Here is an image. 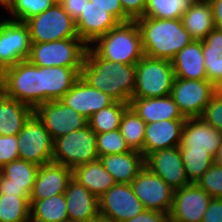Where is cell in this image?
Wrapping results in <instances>:
<instances>
[{
  "instance_id": "cell-41",
  "label": "cell",
  "mask_w": 222,
  "mask_h": 222,
  "mask_svg": "<svg viewBox=\"0 0 222 222\" xmlns=\"http://www.w3.org/2000/svg\"><path fill=\"white\" fill-rule=\"evenodd\" d=\"M200 118L222 133V96L215 92Z\"/></svg>"
},
{
  "instance_id": "cell-36",
  "label": "cell",
  "mask_w": 222,
  "mask_h": 222,
  "mask_svg": "<svg viewBox=\"0 0 222 222\" xmlns=\"http://www.w3.org/2000/svg\"><path fill=\"white\" fill-rule=\"evenodd\" d=\"M0 222H30L29 197L0 195Z\"/></svg>"
},
{
  "instance_id": "cell-24",
  "label": "cell",
  "mask_w": 222,
  "mask_h": 222,
  "mask_svg": "<svg viewBox=\"0 0 222 222\" xmlns=\"http://www.w3.org/2000/svg\"><path fill=\"white\" fill-rule=\"evenodd\" d=\"M82 68L41 67L42 103L60 100L80 78Z\"/></svg>"
},
{
  "instance_id": "cell-15",
  "label": "cell",
  "mask_w": 222,
  "mask_h": 222,
  "mask_svg": "<svg viewBox=\"0 0 222 222\" xmlns=\"http://www.w3.org/2000/svg\"><path fill=\"white\" fill-rule=\"evenodd\" d=\"M212 197L197 183L175 189L170 211L172 222H202Z\"/></svg>"
},
{
  "instance_id": "cell-10",
  "label": "cell",
  "mask_w": 222,
  "mask_h": 222,
  "mask_svg": "<svg viewBox=\"0 0 222 222\" xmlns=\"http://www.w3.org/2000/svg\"><path fill=\"white\" fill-rule=\"evenodd\" d=\"M216 87L208 80L176 78L171 96L185 118L200 117Z\"/></svg>"
},
{
  "instance_id": "cell-46",
  "label": "cell",
  "mask_w": 222,
  "mask_h": 222,
  "mask_svg": "<svg viewBox=\"0 0 222 222\" xmlns=\"http://www.w3.org/2000/svg\"><path fill=\"white\" fill-rule=\"evenodd\" d=\"M202 222H222V198H212Z\"/></svg>"
},
{
  "instance_id": "cell-25",
  "label": "cell",
  "mask_w": 222,
  "mask_h": 222,
  "mask_svg": "<svg viewBox=\"0 0 222 222\" xmlns=\"http://www.w3.org/2000/svg\"><path fill=\"white\" fill-rule=\"evenodd\" d=\"M171 62L176 78L208 80L204 67L202 40H193L179 51Z\"/></svg>"
},
{
  "instance_id": "cell-26",
  "label": "cell",
  "mask_w": 222,
  "mask_h": 222,
  "mask_svg": "<svg viewBox=\"0 0 222 222\" xmlns=\"http://www.w3.org/2000/svg\"><path fill=\"white\" fill-rule=\"evenodd\" d=\"M103 167L112 175L116 183L130 184L145 166L141 152L131 150L126 153L99 157Z\"/></svg>"
},
{
  "instance_id": "cell-5",
  "label": "cell",
  "mask_w": 222,
  "mask_h": 222,
  "mask_svg": "<svg viewBox=\"0 0 222 222\" xmlns=\"http://www.w3.org/2000/svg\"><path fill=\"white\" fill-rule=\"evenodd\" d=\"M88 45L81 38L31 43L28 61L41 67L82 68Z\"/></svg>"
},
{
  "instance_id": "cell-35",
  "label": "cell",
  "mask_w": 222,
  "mask_h": 222,
  "mask_svg": "<svg viewBox=\"0 0 222 222\" xmlns=\"http://www.w3.org/2000/svg\"><path fill=\"white\" fill-rule=\"evenodd\" d=\"M196 0H147L143 17L180 19Z\"/></svg>"
},
{
  "instance_id": "cell-18",
  "label": "cell",
  "mask_w": 222,
  "mask_h": 222,
  "mask_svg": "<svg viewBox=\"0 0 222 222\" xmlns=\"http://www.w3.org/2000/svg\"><path fill=\"white\" fill-rule=\"evenodd\" d=\"M60 101L86 119L114 102L107 94L89 86L81 77L63 95Z\"/></svg>"
},
{
  "instance_id": "cell-30",
  "label": "cell",
  "mask_w": 222,
  "mask_h": 222,
  "mask_svg": "<svg viewBox=\"0 0 222 222\" xmlns=\"http://www.w3.org/2000/svg\"><path fill=\"white\" fill-rule=\"evenodd\" d=\"M202 52L208 81L216 87L222 82V29L215 27L202 40Z\"/></svg>"
},
{
  "instance_id": "cell-38",
  "label": "cell",
  "mask_w": 222,
  "mask_h": 222,
  "mask_svg": "<svg viewBox=\"0 0 222 222\" xmlns=\"http://www.w3.org/2000/svg\"><path fill=\"white\" fill-rule=\"evenodd\" d=\"M55 4L53 0H13L7 10V19L25 22L33 16L41 14Z\"/></svg>"
},
{
  "instance_id": "cell-8",
  "label": "cell",
  "mask_w": 222,
  "mask_h": 222,
  "mask_svg": "<svg viewBox=\"0 0 222 222\" xmlns=\"http://www.w3.org/2000/svg\"><path fill=\"white\" fill-rule=\"evenodd\" d=\"M24 23L29 29L31 43L79 38L75 21L58 3L41 14L27 19Z\"/></svg>"
},
{
  "instance_id": "cell-27",
  "label": "cell",
  "mask_w": 222,
  "mask_h": 222,
  "mask_svg": "<svg viewBox=\"0 0 222 222\" xmlns=\"http://www.w3.org/2000/svg\"><path fill=\"white\" fill-rule=\"evenodd\" d=\"M72 178L98 199L116 184L99 158L75 167L72 170Z\"/></svg>"
},
{
  "instance_id": "cell-1",
  "label": "cell",
  "mask_w": 222,
  "mask_h": 222,
  "mask_svg": "<svg viewBox=\"0 0 222 222\" xmlns=\"http://www.w3.org/2000/svg\"><path fill=\"white\" fill-rule=\"evenodd\" d=\"M80 77L114 101L129 104L136 86V64H123L99 58L89 47Z\"/></svg>"
},
{
  "instance_id": "cell-53",
  "label": "cell",
  "mask_w": 222,
  "mask_h": 222,
  "mask_svg": "<svg viewBox=\"0 0 222 222\" xmlns=\"http://www.w3.org/2000/svg\"><path fill=\"white\" fill-rule=\"evenodd\" d=\"M216 92L222 96V82L216 86Z\"/></svg>"
},
{
  "instance_id": "cell-3",
  "label": "cell",
  "mask_w": 222,
  "mask_h": 222,
  "mask_svg": "<svg viewBox=\"0 0 222 222\" xmlns=\"http://www.w3.org/2000/svg\"><path fill=\"white\" fill-rule=\"evenodd\" d=\"M88 47L99 58L123 64H136L145 55L136 21L119 23Z\"/></svg>"
},
{
  "instance_id": "cell-31",
  "label": "cell",
  "mask_w": 222,
  "mask_h": 222,
  "mask_svg": "<svg viewBox=\"0 0 222 222\" xmlns=\"http://www.w3.org/2000/svg\"><path fill=\"white\" fill-rule=\"evenodd\" d=\"M38 169L39 166L34 163L22 159L14 160L1 168L0 186L24 188L30 195Z\"/></svg>"
},
{
  "instance_id": "cell-21",
  "label": "cell",
  "mask_w": 222,
  "mask_h": 222,
  "mask_svg": "<svg viewBox=\"0 0 222 222\" xmlns=\"http://www.w3.org/2000/svg\"><path fill=\"white\" fill-rule=\"evenodd\" d=\"M185 121L162 120L146 124L143 142L144 158L154 151L179 146Z\"/></svg>"
},
{
  "instance_id": "cell-9",
  "label": "cell",
  "mask_w": 222,
  "mask_h": 222,
  "mask_svg": "<svg viewBox=\"0 0 222 222\" xmlns=\"http://www.w3.org/2000/svg\"><path fill=\"white\" fill-rule=\"evenodd\" d=\"M17 139L20 159L38 166L52 162L54 140L35 113L26 121Z\"/></svg>"
},
{
  "instance_id": "cell-32",
  "label": "cell",
  "mask_w": 222,
  "mask_h": 222,
  "mask_svg": "<svg viewBox=\"0 0 222 222\" xmlns=\"http://www.w3.org/2000/svg\"><path fill=\"white\" fill-rule=\"evenodd\" d=\"M30 222H63L69 220L65 193L43 200H29Z\"/></svg>"
},
{
  "instance_id": "cell-40",
  "label": "cell",
  "mask_w": 222,
  "mask_h": 222,
  "mask_svg": "<svg viewBox=\"0 0 222 222\" xmlns=\"http://www.w3.org/2000/svg\"><path fill=\"white\" fill-rule=\"evenodd\" d=\"M197 184L212 198H222V166L214 162Z\"/></svg>"
},
{
  "instance_id": "cell-7",
  "label": "cell",
  "mask_w": 222,
  "mask_h": 222,
  "mask_svg": "<svg viewBox=\"0 0 222 222\" xmlns=\"http://www.w3.org/2000/svg\"><path fill=\"white\" fill-rule=\"evenodd\" d=\"M98 158L96 133L88 125L54 139L53 162L73 170Z\"/></svg>"
},
{
  "instance_id": "cell-52",
  "label": "cell",
  "mask_w": 222,
  "mask_h": 222,
  "mask_svg": "<svg viewBox=\"0 0 222 222\" xmlns=\"http://www.w3.org/2000/svg\"><path fill=\"white\" fill-rule=\"evenodd\" d=\"M90 222H114V221H112L111 219L104 218L99 215L96 219H94Z\"/></svg>"
},
{
  "instance_id": "cell-28",
  "label": "cell",
  "mask_w": 222,
  "mask_h": 222,
  "mask_svg": "<svg viewBox=\"0 0 222 222\" xmlns=\"http://www.w3.org/2000/svg\"><path fill=\"white\" fill-rule=\"evenodd\" d=\"M33 113L31 106L8 98L0 91V135H17Z\"/></svg>"
},
{
  "instance_id": "cell-17",
  "label": "cell",
  "mask_w": 222,
  "mask_h": 222,
  "mask_svg": "<svg viewBox=\"0 0 222 222\" xmlns=\"http://www.w3.org/2000/svg\"><path fill=\"white\" fill-rule=\"evenodd\" d=\"M222 141V133L200 117L186 118L180 139V149L207 151L214 158Z\"/></svg>"
},
{
  "instance_id": "cell-54",
  "label": "cell",
  "mask_w": 222,
  "mask_h": 222,
  "mask_svg": "<svg viewBox=\"0 0 222 222\" xmlns=\"http://www.w3.org/2000/svg\"><path fill=\"white\" fill-rule=\"evenodd\" d=\"M55 3L61 4L65 0H53Z\"/></svg>"
},
{
  "instance_id": "cell-16",
  "label": "cell",
  "mask_w": 222,
  "mask_h": 222,
  "mask_svg": "<svg viewBox=\"0 0 222 222\" xmlns=\"http://www.w3.org/2000/svg\"><path fill=\"white\" fill-rule=\"evenodd\" d=\"M144 165L174 190L190 184L185 174L179 146L150 153L144 158Z\"/></svg>"
},
{
  "instance_id": "cell-11",
  "label": "cell",
  "mask_w": 222,
  "mask_h": 222,
  "mask_svg": "<svg viewBox=\"0 0 222 222\" xmlns=\"http://www.w3.org/2000/svg\"><path fill=\"white\" fill-rule=\"evenodd\" d=\"M130 184L145 209L170 213L175 190L160 176L144 166Z\"/></svg>"
},
{
  "instance_id": "cell-14",
  "label": "cell",
  "mask_w": 222,
  "mask_h": 222,
  "mask_svg": "<svg viewBox=\"0 0 222 222\" xmlns=\"http://www.w3.org/2000/svg\"><path fill=\"white\" fill-rule=\"evenodd\" d=\"M34 113L42 121L53 140L88 125L83 115L67 107L60 100L39 104L34 109Z\"/></svg>"
},
{
  "instance_id": "cell-39",
  "label": "cell",
  "mask_w": 222,
  "mask_h": 222,
  "mask_svg": "<svg viewBox=\"0 0 222 222\" xmlns=\"http://www.w3.org/2000/svg\"><path fill=\"white\" fill-rule=\"evenodd\" d=\"M98 157L131 151L119 129L96 134Z\"/></svg>"
},
{
  "instance_id": "cell-37",
  "label": "cell",
  "mask_w": 222,
  "mask_h": 222,
  "mask_svg": "<svg viewBox=\"0 0 222 222\" xmlns=\"http://www.w3.org/2000/svg\"><path fill=\"white\" fill-rule=\"evenodd\" d=\"M180 152L189 183H197L215 162L214 157L207 151L180 149Z\"/></svg>"
},
{
  "instance_id": "cell-6",
  "label": "cell",
  "mask_w": 222,
  "mask_h": 222,
  "mask_svg": "<svg viewBox=\"0 0 222 222\" xmlns=\"http://www.w3.org/2000/svg\"><path fill=\"white\" fill-rule=\"evenodd\" d=\"M175 79L171 61L143 56L136 63V86L132 98L165 97Z\"/></svg>"
},
{
  "instance_id": "cell-13",
  "label": "cell",
  "mask_w": 222,
  "mask_h": 222,
  "mask_svg": "<svg viewBox=\"0 0 222 222\" xmlns=\"http://www.w3.org/2000/svg\"><path fill=\"white\" fill-rule=\"evenodd\" d=\"M99 215L114 222H124L145 208L136 197L131 184L116 183L99 199Z\"/></svg>"
},
{
  "instance_id": "cell-22",
  "label": "cell",
  "mask_w": 222,
  "mask_h": 222,
  "mask_svg": "<svg viewBox=\"0 0 222 222\" xmlns=\"http://www.w3.org/2000/svg\"><path fill=\"white\" fill-rule=\"evenodd\" d=\"M65 198L69 220L90 222L99 216L98 198L73 178L68 182Z\"/></svg>"
},
{
  "instance_id": "cell-4",
  "label": "cell",
  "mask_w": 222,
  "mask_h": 222,
  "mask_svg": "<svg viewBox=\"0 0 222 222\" xmlns=\"http://www.w3.org/2000/svg\"><path fill=\"white\" fill-rule=\"evenodd\" d=\"M0 91L35 109L42 104L41 66L23 60L5 68L0 73Z\"/></svg>"
},
{
  "instance_id": "cell-50",
  "label": "cell",
  "mask_w": 222,
  "mask_h": 222,
  "mask_svg": "<svg viewBox=\"0 0 222 222\" xmlns=\"http://www.w3.org/2000/svg\"><path fill=\"white\" fill-rule=\"evenodd\" d=\"M214 159H215V163L222 166V141H221V144L219 145L217 155L215 156Z\"/></svg>"
},
{
  "instance_id": "cell-34",
  "label": "cell",
  "mask_w": 222,
  "mask_h": 222,
  "mask_svg": "<svg viewBox=\"0 0 222 222\" xmlns=\"http://www.w3.org/2000/svg\"><path fill=\"white\" fill-rule=\"evenodd\" d=\"M146 123L129 106L121 119L119 130L131 150L143 154V142Z\"/></svg>"
},
{
  "instance_id": "cell-45",
  "label": "cell",
  "mask_w": 222,
  "mask_h": 222,
  "mask_svg": "<svg viewBox=\"0 0 222 222\" xmlns=\"http://www.w3.org/2000/svg\"><path fill=\"white\" fill-rule=\"evenodd\" d=\"M124 222H172L170 214L144 209L140 214Z\"/></svg>"
},
{
  "instance_id": "cell-47",
  "label": "cell",
  "mask_w": 222,
  "mask_h": 222,
  "mask_svg": "<svg viewBox=\"0 0 222 222\" xmlns=\"http://www.w3.org/2000/svg\"><path fill=\"white\" fill-rule=\"evenodd\" d=\"M88 1L89 0H65L61 5L69 16L76 21L80 17L81 12L84 10Z\"/></svg>"
},
{
  "instance_id": "cell-42",
  "label": "cell",
  "mask_w": 222,
  "mask_h": 222,
  "mask_svg": "<svg viewBox=\"0 0 222 222\" xmlns=\"http://www.w3.org/2000/svg\"><path fill=\"white\" fill-rule=\"evenodd\" d=\"M20 159L17 135H0V167Z\"/></svg>"
},
{
  "instance_id": "cell-19",
  "label": "cell",
  "mask_w": 222,
  "mask_h": 222,
  "mask_svg": "<svg viewBox=\"0 0 222 222\" xmlns=\"http://www.w3.org/2000/svg\"><path fill=\"white\" fill-rule=\"evenodd\" d=\"M71 179L72 169L53 161L45 163L39 166L29 200H43L63 194Z\"/></svg>"
},
{
  "instance_id": "cell-48",
  "label": "cell",
  "mask_w": 222,
  "mask_h": 222,
  "mask_svg": "<svg viewBox=\"0 0 222 222\" xmlns=\"http://www.w3.org/2000/svg\"><path fill=\"white\" fill-rule=\"evenodd\" d=\"M216 28L222 29V0H209Z\"/></svg>"
},
{
  "instance_id": "cell-20",
  "label": "cell",
  "mask_w": 222,
  "mask_h": 222,
  "mask_svg": "<svg viewBox=\"0 0 222 222\" xmlns=\"http://www.w3.org/2000/svg\"><path fill=\"white\" fill-rule=\"evenodd\" d=\"M75 24L79 38L90 46L100 36L115 28L119 22L106 9L94 5L89 0Z\"/></svg>"
},
{
  "instance_id": "cell-44",
  "label": "cell",
  "mask_w": 222,
  "mask_h": 222,
  "mask_svg": "<svg viewBox=\"0 0 222 222\" xmlns=\"http://www.w3.org/2000/svg\"><path fill=\"white\" fill-rule=\"evenodd\" d=\"M124 13L132 20L143 17L147 0H120Z\"/></svg>"
},
{
  "instance_id": "cell-43",
  "label": "cell",
  "mask_w": 222,
  "mask_h": 222,
  "mask_svg": "<svg viewBox=\"0 0 222 222\" xmlns=\"http://www.w3.org/2000/svg\"><path fill=\"white\" fill-rule=\"evenodd\" d=\"M94 5L106 9L119 23L132 21L123 11L120 0H90Z\"/></svg>"
},
{
  "instance_id": "cell-2",
  "label": "cell",
  "mask_w": 222,
  "mask_h": 222,
  "mask_svg": "<svg viewBox=\"0 0 222 222\" xmlns=\"http://www.w3.org/2000/svg\"><path fill=\"white\" fill-rule=\"evenodd\" d=\"M135 21L140 29L143 51L147 57L172 61L179 51L194 40L179 18L140 17Z\"/></svg>"
},
{
  "instance_id": "cell-33",
  "label": "cell",
  "mask_w": 222,
  "mask_h": 222,
  "mask_svg": "<svg viewBox=\"0 0 222 222\" xmlns=\"http://www.w3.org/2000/svg\"><path fill=\"white\" fill-rule=\"evenodd\" d=\"M129 104L114 101L87 119L88 126L96 133L110 132L119 129L122 116Z\"/></svg>"
},
{
  "instance_id": "cell-49",
  "label": "cell",
  "mask_w": 222,
  "mask_h": 222,
  "mask_svg": "<svg viewBox=\"0 0 222 222\" xmlns=\"http://www.w3.org/2000/svg\"><path fill=\"white\" fill-rule=\"evenodd\" d=\"M0 195H16L21 197H30L24 188L14 186H0Z\"/></svg>"
},
{
  "instance_id": "cell-23",
  "label": "cell",
  "mask_w": 222,
  "mask_h": 222,
  "mask_svg": "<svg viewBox=\"0 0 222 222\" xmlns=\"http://www.w3.org/2000/svg\"><path fill=\"white\" fill-rule=\"evenodd\" d=\"M129 106L146 124L162 120H186L171 95L154 98H131Z\"/></svg>"
},
{
  "instance_id": "cell-51",
  "label": "cell",
  "mask_w": 222,
  "mask_h": 222,
  "mask_svg": "<svg viewBox=\"0 0 222 222\" xmlns=\"http://www.w3.org/2000/svg\"><path fill=\"white\" fill-rule=\"evenodd\" d=\"M13 0H0V8L3 7L4 11L8 10Z\"/></svg>"
},
{
  "instance_id": "cell-29",
  "label": "cell",
  "mask_w": 222,
  "mask_h": 222,
  "mask_svg": "<svg viewBox=\"0 0 222 222\" xmlns=\"http://www.w3.org/2000/svg\"><path fill=\"white\" fill-rule=\"evenodd\" d=\"M180 19L194 40H203L215 28L209 0H196Z\"/></svg>"
},
{
  "instance_id": "cell-12",
  "label": "cell",
  "mask_w": 222,
  "mask_h": 222,
  "mask_svg": "<svg viewBox=\"0 0 222 222\" xmlns=\"http://www.w3.org/2000/svg\"><path fill=\"white\" fill-rule=\"evenodd\" d=\"M31 40L24 22L0 18V73L7 67L27 60Z\"/></svg>"
}]
</instances>
